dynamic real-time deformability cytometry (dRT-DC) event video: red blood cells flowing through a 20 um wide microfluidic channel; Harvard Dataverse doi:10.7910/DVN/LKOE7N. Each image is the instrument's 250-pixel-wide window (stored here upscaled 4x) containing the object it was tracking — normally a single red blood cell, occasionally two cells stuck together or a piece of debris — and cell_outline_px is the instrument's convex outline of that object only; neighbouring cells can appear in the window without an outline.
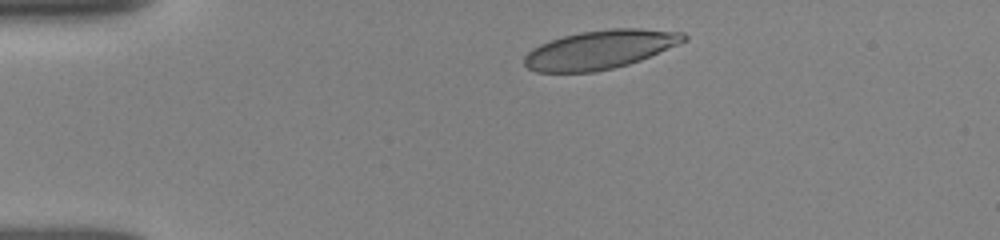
{"species": "human", "species_latin": "Homo sapiens", "temperature_condition": "room temperature", "stored_images_in_passage": 42, "camera_frame_rate_fps": 3000, "um_per_image_px": 0.085, "donor": {"sex": "female"}, "frame": {"image": 1, "passage_image": 1, "time_ms": 0.0, "image_size_px": [1000, 240], "cell_outline_px": [[688, 40], [640, 60], [628, 64], [612, 68], [592, 72], [536, 72], [528, 68], [524, 64], [524, 56], [532, 48], [540, 44], [564, 36], [580, 32], [612, 28], [640, 28], [684, 32], [688, 36]], "centroid_in_image_um": [51.02, 4.21], "position_along_channel_um": 34.0, "area_um2": 35.89}}
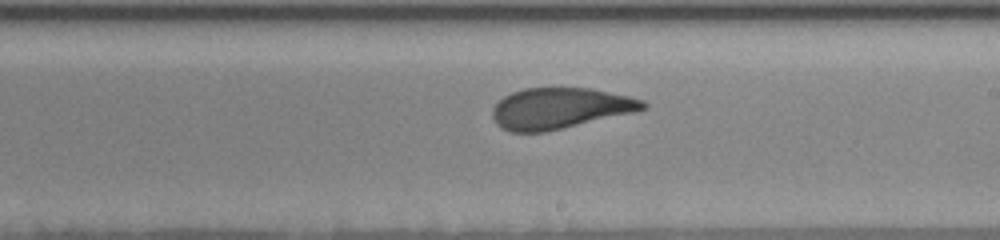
{"frame": {"image": 2, "passage_image": 21, "time_ms": 6.667, "image_size_px": [1000, 240], "cell_outline_px": [[648, 104], [644, 108], [636, 112], [544, 132], [512, 132], [500, 128], [496, 124], [492, 116], [492, 108], [504, 96], [512, 92], [524, 88], [592, 88], [628, 96], [644, 100]], "centroid_in_image_um": [47.58, 9.2], "position_along_channel_um": 241.4, "area_um2": 35.89}}
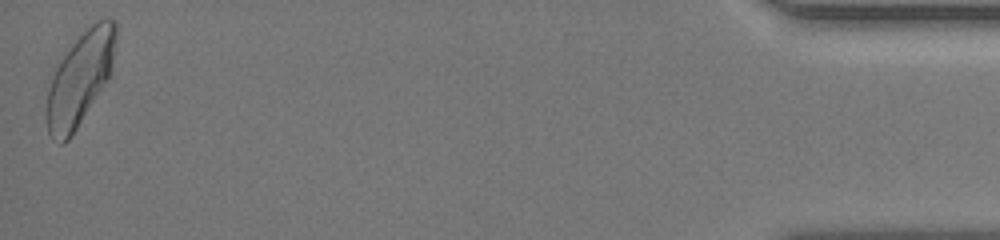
{"frame": {"image": 3, "passage_image": 42, "time_ms": 13.667, "image_size_px": [1000, 240], "cell_outline_px": [[116, 40], [112, 76], [68, 140], [64, 144], [60, 144], [48, 132], [44, 120], [44, 116], [48, 88], [56, 64], [72, 44], [96, 20], [116, 20]], "centroid_in_image_um": [6.79, 6.72], "position_along_channel_um": 428.4, "area_um2": 37.86}, "authors_computed_cell_mechanics": {"area_um2": 36.1828, "velocity_mm_per_s": 3.8733, "shape_relaxation_time_tau1_ms": 4.2384, "shape_relaxation_time_tau2_ms": 0.9799, "deformation_change_tau1": 0.1518, "deformation_change_tau2": 0.0626}}